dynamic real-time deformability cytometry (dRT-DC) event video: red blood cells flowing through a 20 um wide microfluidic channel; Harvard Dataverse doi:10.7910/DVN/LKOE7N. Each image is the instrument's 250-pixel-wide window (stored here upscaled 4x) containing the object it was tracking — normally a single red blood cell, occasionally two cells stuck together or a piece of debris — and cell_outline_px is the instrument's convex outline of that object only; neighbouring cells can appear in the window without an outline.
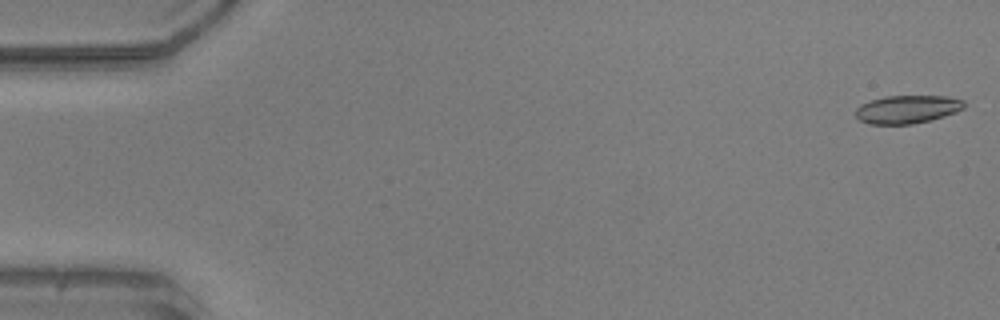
{"species": "common noctule bat (a hibernating species)", "species_latin": "Nyctalus noctula", "temperature_condition": "warm", "stored_images_in_passage": 51, "camera_frame_rate_fps": 3000, "um_per_image_px": 0.085, "animal": {"sex": "male", "body_mass_g": 20.5, "forearm_length_mm": 52.5}, "frame": {"image": 1, "passage_image": 1, "time_ms": 0.0, "image_size_px": [1000, 320], "cell_outline_px": [[964, 108], [956, 112], [932, 120], [912, 124], [868, 124], [860, 120], [856, 116], [856, 108], [860, 104], [884, 96], [948, 96], [964, 100]], "centroid_in_image_um": [77.12, 9.29], "position_along_channel_um": 7.9, "area_um2": 17.86}}
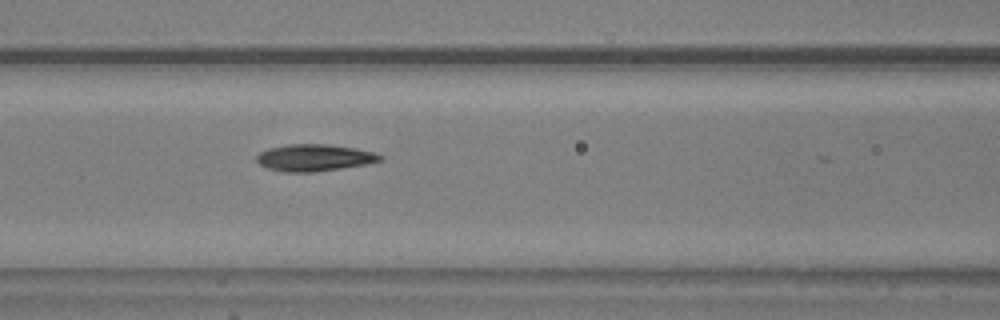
{"frame": {"image": 2, "passage_image": 22, "time_ms": 7.0, "image_size_px": [1000, 320], "cell_outline_px": [[384, 160], [364, 164], [316, 172], [284, 172], [268, 168], [260, 164], [256, 160], [256, 156], [260, 152], [268, 148], [288, 144], [328, 144], [352, 148], [372, 152], [384, 156]], "centroid_in_image_um": [26.69, 13.4], "position_along_channel_um": 139.9, "area_um2": 19.19}}
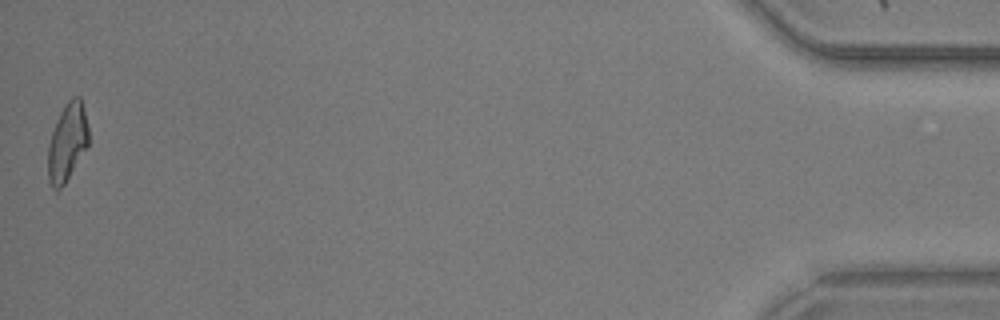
{"frame": {"image": 3, "passage_image": 51, "time_ms": 16.667, "image_size_px": [1000, 320], "cell_outline_px": [[88, 144], [64, 184], [56, 192], [48, 184], [48, 144], [56, 120], [64, 104], [72, 96], [80, 96], [88, 128]], "centroid_in_image_um": [5.68, 12.09], "position_along_channel_um": 429.5, "area_um2": 18.26}, "authors_computed_cell_mechanics": {"area_um2": 18.8428, "velocity_mm_per_s": 3.9671, "shape_relaxation_time_tau1_ms": 6.4856, "shape_relaxation_time_tau2_ms": 2.596, "deformation_change_tau1": 0.2321, "deformation_change_tau2": 0.1129}}